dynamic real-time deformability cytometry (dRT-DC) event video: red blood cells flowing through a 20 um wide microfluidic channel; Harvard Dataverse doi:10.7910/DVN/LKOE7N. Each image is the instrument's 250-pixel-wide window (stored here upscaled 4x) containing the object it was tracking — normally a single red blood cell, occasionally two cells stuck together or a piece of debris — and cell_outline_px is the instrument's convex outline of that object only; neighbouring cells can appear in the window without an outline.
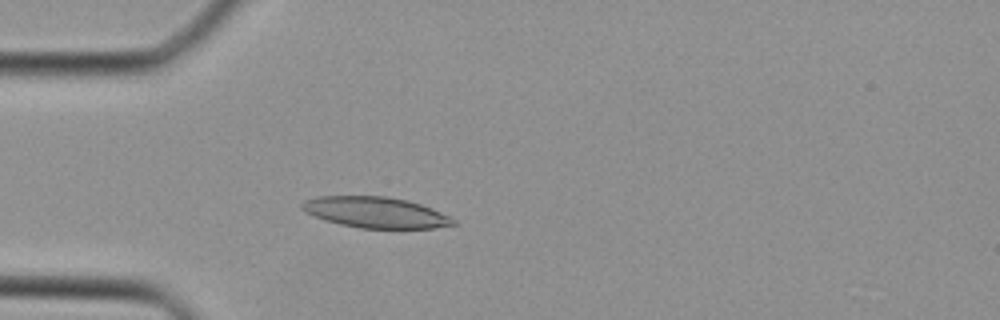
{"species": "Egyptian fruit bat (a non-hibernating species)", "species_latin": "Rousettus aegyptiacus", "temperature_condition": "cold", "stored_images_in_passage": 33, "camera_frame_rate_fps": 3000, "um_per_image_px": 0.085, "animal": {"sex": "female"}, "frame": {"image": 1, "passage_image": 11, "time_ms": 3.333, "image_size_px": [1000, 320], "cell_outline_px": [[456, 224], [432, 228], [360, 228], [340, 224], [324, 220], [304, 212], [300, 208], [300, 204], [304, 200], [316, 196], [388, 196], [408, 200], [420, 204], [440, 212], [456, 220]], "centroid_in_image_um": [31.86, 18.04], "position_along_channel_um": 53.1, "area_um2": 27.28}}
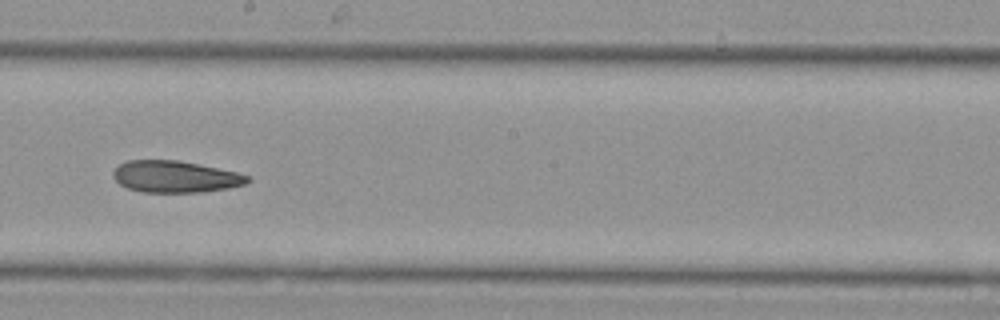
{"frame": {"image": 2, "passage_image": 22, "time_ms": 7.0, "image_size_px": [1000, 320], "cell_outline_px": [[252, 180], [244, 184], [228, 188], [204, 192], [140, 192], [128, 188], [120, 184], [112, 176], [112, 172], [120, 164], [128, 160], [176, 160], [236, 172], [248, 176]], "centroid_in_image_um": [14.87, 15.02], "position_along_channel_um": 233.3, "area_um2": 24.62}}
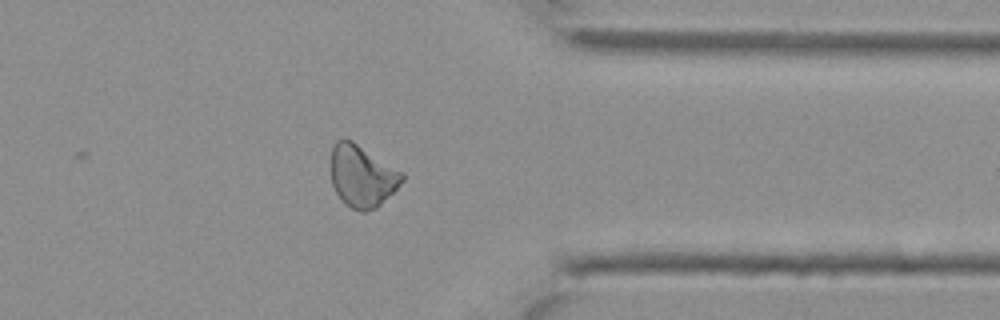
{"frame": {"image": 3, "passage_image": 31, "time_ms": 10.0, "image_size_px": [1000, 320], "cell_outline_px": [[404, 180], [376, 208], [364, 212], [352, 208], [344, 204], [336, 192], [332, 184], [332, 144], [336, 140], [352, 140], [404, 172]], "centroid_in_image_um": [30.79, 14.96], "position_along_channel_um": 380.6, "area_um2": 25.55}}